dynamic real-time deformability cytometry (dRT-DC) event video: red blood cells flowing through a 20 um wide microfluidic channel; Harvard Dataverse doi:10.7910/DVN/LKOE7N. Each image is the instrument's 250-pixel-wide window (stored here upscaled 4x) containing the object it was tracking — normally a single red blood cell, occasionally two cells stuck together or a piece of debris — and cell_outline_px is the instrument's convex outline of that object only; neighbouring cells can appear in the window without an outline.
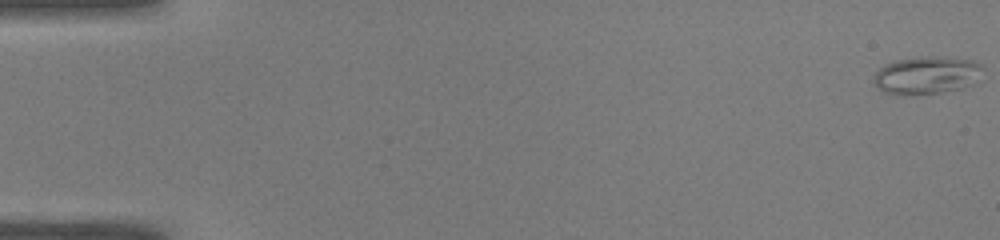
{"species": "common noctule bat (a hibernating species)", "species_latin": "Nyctalus noctula", "temperature_condition": "warm", "stored_images_in_passage": 50, "camera_frame_rate_fps": 3000, "um_per_image_px": 0.085, "animal": {"sex": "male", "body_mass_g": 19.0, "forearm_length_mm": 50.8}, "frame": {"image": 1, "passage_image": 1, "time_ms": 0.0, "image_size_px": [1000, 240], "cell_outline_px": [[980, 68], [972, 84], [964, 88], [940, 92], [884, 92], [872, 80], [876, 72], [884, 64], [896, 60], [924, 56], [944, 56], [972, 60], [980, 64]], "centroid_in_image_um": [78.75, 6.34], "position_along_channel_um": 6.2, "area_um2": 23.0}}
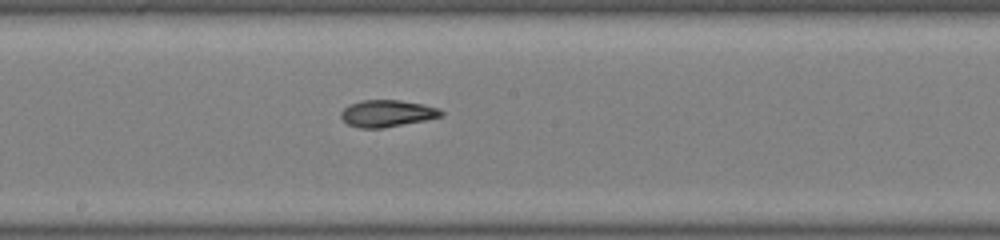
{"frame": {"image": 2, "passage_image": 28, "time_ms": 9.0, "image_size_px": [1000, 240], "cell_outline_px": [[444, 112], [440, 116], [424, 120], [380, 128], [360, 128], [348, 124], [340, 116], [340, 112], [344, 108], [360, 100], [400, 100], [424, 104], [436, 108]], "centroid_in_image_um": [32.87, 9.63], "position_along_channel_um": 215.3, "area_um2": 15.37}}
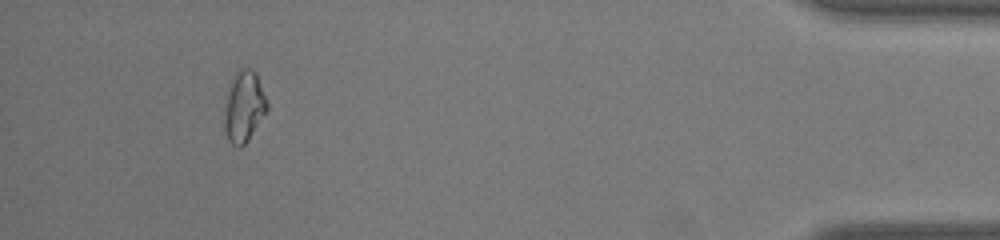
{"frame": {"image": 3, "passage_image": 47, "time_ms": 15.333, "image_size_px": [1000, 240], "cell_outline_px": [[268, 108], [248, 140], [240, 148], [232, 144], [228, 140], [224, 128], [224, 104], [228, 88], [236, 72], [240, 68], [252, 68], [256, 72], [268, 104]], "centroid_in_image_um": [20.71, 9.05], "position_along_channel_um": 414.5, "area_um2": 17.69}, "authors_computed_cell_mechanics": {"area_um2": 16.5886, "velocity_mm_per_s": 4.1079, "shape_relaxation_time_tau1_ms": null, "shape_relaxation_time_tau2_ms": 2.453, "deformation_change_tau1": null, "deformation_change_tau2": 0.0705}}